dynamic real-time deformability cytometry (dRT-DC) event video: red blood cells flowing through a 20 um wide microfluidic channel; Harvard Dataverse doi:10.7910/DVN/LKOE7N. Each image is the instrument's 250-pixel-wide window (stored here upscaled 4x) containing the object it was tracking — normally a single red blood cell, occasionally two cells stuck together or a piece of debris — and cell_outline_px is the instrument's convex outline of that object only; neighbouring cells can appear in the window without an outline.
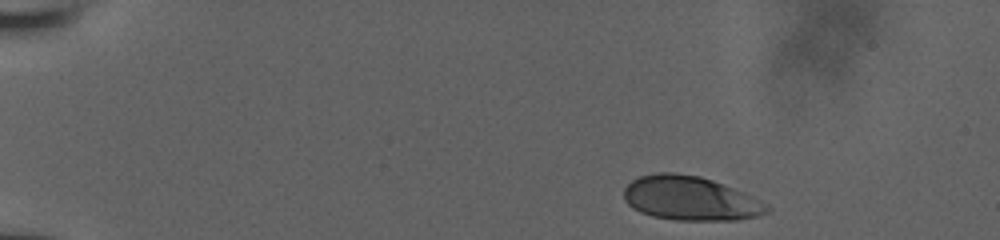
{"species": "human", "species_latin": "Homo sapiens", "temperature_condition": "room temperature", "stored_images_in_passage": 7, "camera_frame_rate_fps": 3000, "um_per_image_px": 0.085, "donor": {"sex": "male"}, "frame": {"image": 1, "passage_image": 1, "time_ms": 0.0, "image_size_px": [1000, 240], "cell_outline_px": [[772, 208], [768, 212], [756, 216], [736, 220], [676, 220], [652, 216], [640, 212], [632, 208], [624, 200], [624, 188], [632, 180], [640, 176], [656, 172], [672, 172], [700, 176], [712, 180], [744, 192], [760, 200]], "centroid_in_image_um": [58.66, 16.86], "position_along_channel_um": 26.3, "area_um2": 36.88}}
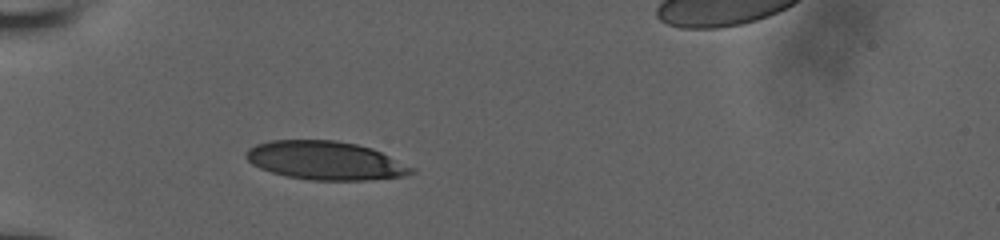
{"frame": {"image": 2, "passage_image": 5, "time_ms": 3.333, "image_size_px": [1000, 240], "cell_outline_px": [[416, 172], [404, 176], [368, 180], [308, 180], [288, 176], [272, 172], [260, 168], [252, 164], [244, 156], [244, 152], [248, 148], [256, 144], [272, 140], [336, 140], [356, 144], [372, 148], [412, 168]], "centroid_in_image_um": [27.6, 13.64], "position_along_channel_um": 57.4, "area_um2": 36.93}}
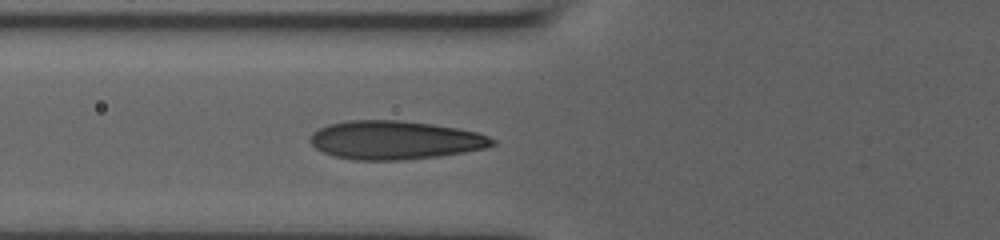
{"frame": {"image": 3, "passage_image": 7, "time_ms": 4.667, "image_size_px": [1000, 240], "cell_outline_px": [[496, 144], [484, 148], [464, 152], [436, 156], [404, 160], [352, 160], [336, 156], [324, 152], [316, 148], [308, 140], [308, 136], [312, 132], [328, 124], [348, 120], [400, 120], [432, 124], [456, 128], [476, 132], [488, 136], [496, 140]], "centroid_in_image_um": [33.54, 11.9], "position_along_channel_um": 92.3, "area_um2": 40.92}}